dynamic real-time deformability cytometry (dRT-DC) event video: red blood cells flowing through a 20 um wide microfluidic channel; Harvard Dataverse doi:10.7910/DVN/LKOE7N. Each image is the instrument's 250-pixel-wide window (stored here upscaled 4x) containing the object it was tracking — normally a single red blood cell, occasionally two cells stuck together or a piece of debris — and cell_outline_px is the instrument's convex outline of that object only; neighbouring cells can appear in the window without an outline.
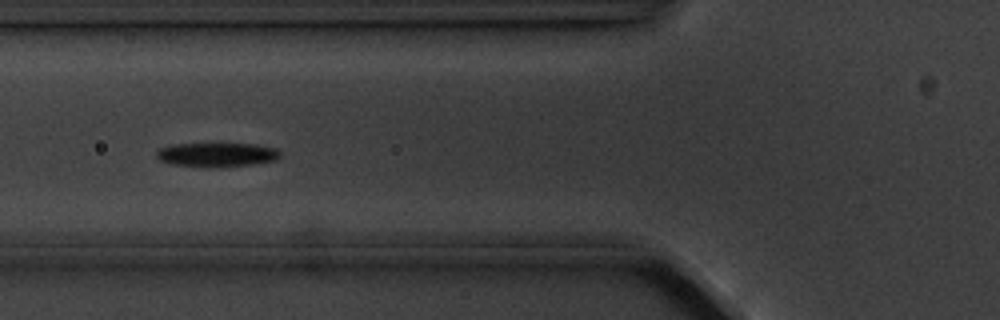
{"species": "common noctule bat (a hibernating species)", "species_latin": "Nyctalus noctula", "temperature_condition": "cold", "stored_images_in_passage": 6, "camera_frame_rate_fps": 3000, "um_per_image_px": 0.085, "animal": {"sex": "male", "body_mass_g": 20.1, "forearm_length_mm": 53.5}, "frame": {"image": 1, "passage_image": 5, "time_ms": 4.667, "image_size_px": [1000, 320], "cell_outline_px": [[280, 156], [276, 160], [252, 164], [220, 168], [172, 164], [160, 160], [156, 156], [156, 152], [160, 148], [176, 144], [256, 144], [276, 148], [280, 152]], "centroid_in_image_um": [18.46, 13.15], "position_along_channel_um": 107.3, "area_um2": 17.34}}